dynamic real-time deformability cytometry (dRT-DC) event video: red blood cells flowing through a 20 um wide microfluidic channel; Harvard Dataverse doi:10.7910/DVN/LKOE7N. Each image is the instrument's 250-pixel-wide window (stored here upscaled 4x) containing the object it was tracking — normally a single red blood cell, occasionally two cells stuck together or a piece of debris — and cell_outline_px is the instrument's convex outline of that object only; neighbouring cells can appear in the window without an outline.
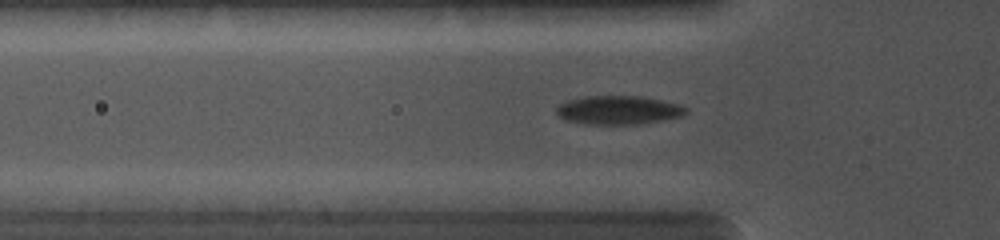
{"species": "common noctule bat (a hibernating species)", "species_latin": "Nyctalus noctula", "temperature_condition": "cold", "stored_images_in_passage": 30, "camera_frame_rate_fps": 5000, "um_per_image_px": 0.085, "animal": {"sex": "female", "body_mass_g": 19.0, "forearm_length_mm": 56.7}, "frame": {"image": 1, "passage_image": 10, "time_ms": 3.4, "image_size_px": [1000, 240], "cell_outline_px": [[688, 112], [684, 116], [636, 124], [584, 124], [564, 120], [556, 112], [556, 108], [560, 104], [568, 100], [588, 96], [640, 96], [680, 104], [688, 108]], "centroid_in_image_um": [52.58, 9.36], "position_along_channel_um": 73.2, "area_um2": 21.62}}
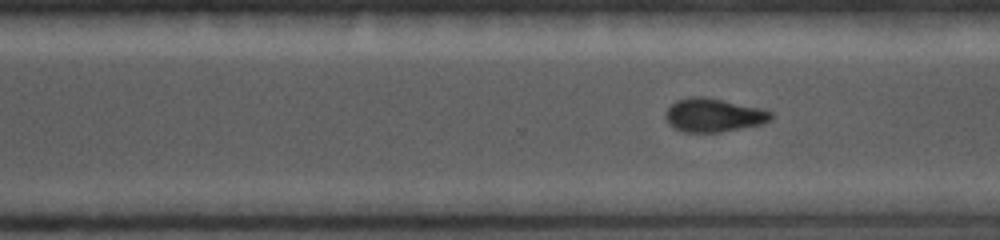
{"frame": {"image": 2, "passage_image": 25, "time_ms": 8.6, "image_size_px": [1000, 240], "cell_outline_px": [[772, 120], [764, 124], [720, 132], [684, 132], [672, 128], [668, 124], [664, 116], [664, 112], [676, 100], [696, 96], [704, 96], [760, 108], [772, 112]], "centroid_in_image_um": [60.63, 9.8], "position_along_channel_um": 310.0, "area_um2": 20.75}}
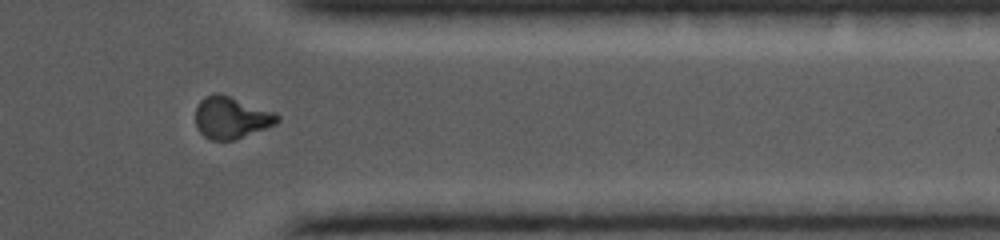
{"frame": {"image": 3, "passage_image": 28, "time_ms": 10.4, "image_size_px": [1000, 240], "cell_outline_px": [[280, 120], [276, 124], [236, 140], [212, 140], [204, 136], [196, 128], [196, 108], [200, 100], [204, 96], [216, 92], [220, 92], [276, 112], [280, 116]], "centroid_in_image_um": [19.67, 9.98], "position_along_channel_um": 391.7, "area_um2": 20.35}}